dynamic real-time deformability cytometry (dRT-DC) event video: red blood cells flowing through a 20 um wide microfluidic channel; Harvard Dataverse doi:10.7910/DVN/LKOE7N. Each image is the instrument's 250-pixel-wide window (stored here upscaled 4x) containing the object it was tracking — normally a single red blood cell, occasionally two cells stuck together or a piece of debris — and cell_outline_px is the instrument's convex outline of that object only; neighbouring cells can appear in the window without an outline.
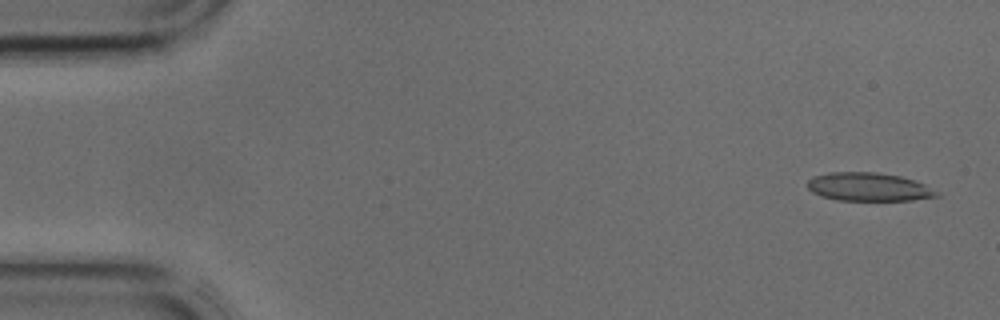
{"species": "common noctule bat (a hibernating species)", "species_latin": "Nyctalus noctula", "temperature_condition": "cold", "stored_images_in_passage": 43, "camera_frame_rate_fps": 3000, "um_per_image_px": 0.085, "animal": {"sex": "male", "body_mass_g": 17.9, "forearm_length_mm": 54.2}, "frame": {"image": 1, "passage_image": 2, "time_ms": 0.333, "image_size_px": [1000, 320], "cell_outline_px": [[940, 196], [912, 200], [836, 200], [820, 196], [812, 192], [808, 188], [808, 180], [812, 176], [828, 172], [876, 172], [900, 176], [916, 180], [940, 192]], "centroid_in_image_um": [73.84, 15.88], "position_along_channel_um": 11.2, "area_um2": 21.56}}
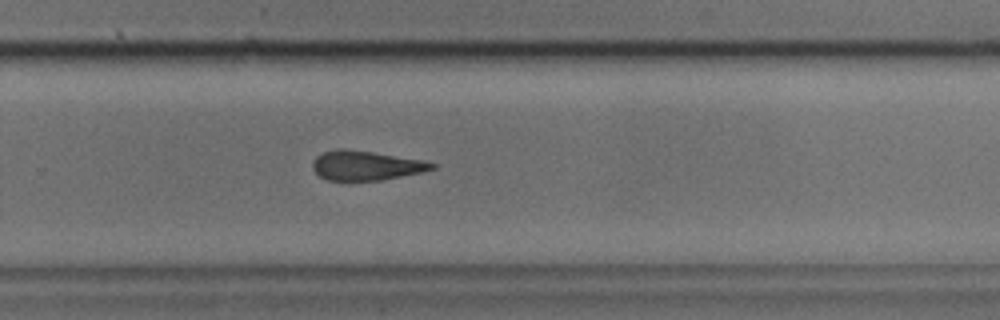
{"frame": {"image": 2, "passage_image": 28, "time_ms": 9.0, "image_size_px": [1000, 320], "cell_outline_px": [[436, 168], [420, 172], [380, 180], [328, 180], [320, 176], [312, 168], [312, 164], [316, 156], [324, 152], [336, 148], [344, 148], [372, 152], [424, 160], [436, 164]], "centroid_in_image_um": [31.08, 14.05], "position_along_channel_um": 298.7, "area_um2": 20.29}}
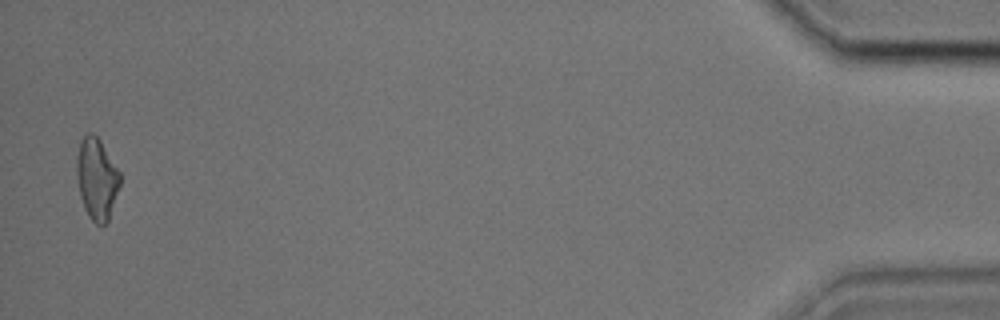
{"frame": {"image": 3, "passage_image": 42, "time_ms": 13.667, "image_size_px": [1000, 320], "cell_outline_px": [[120, 184], [108, 220], [104, 224], [96, 224], [88, 216], [84, 208], [80, 196], [76, 172], [76, 156], [80, 140], [88, 132], [92, 132], [100, 140], [120, 172]], "centroid_in_image_um": [8.2, 15.17], "position_along_channel_um": 427.0, "area_um2": 20.52}}